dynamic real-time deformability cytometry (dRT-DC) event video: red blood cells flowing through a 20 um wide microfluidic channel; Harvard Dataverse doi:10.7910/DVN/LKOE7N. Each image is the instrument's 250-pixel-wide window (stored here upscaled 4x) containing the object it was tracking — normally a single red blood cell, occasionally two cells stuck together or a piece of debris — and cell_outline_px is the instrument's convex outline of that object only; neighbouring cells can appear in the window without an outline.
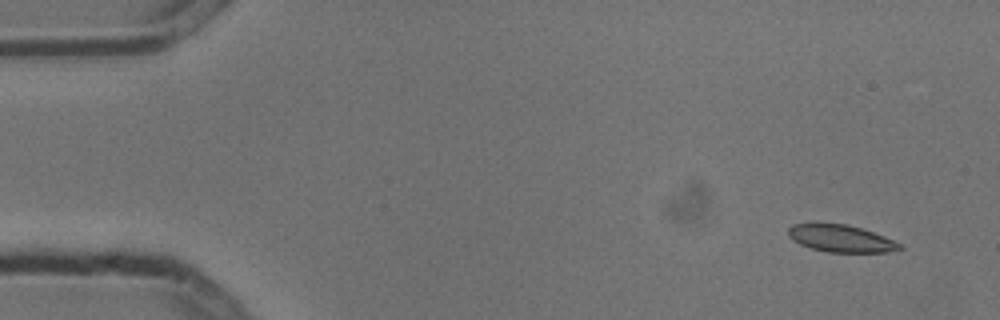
{"species": "common noctule bat (a hibernating species)", "species_latin": "Nyctalus noctula", "temperature_condition": "cold", "stored_images_in_passage": 5, "camera_frame_rate_fps": 3000, "um_per_image_px": 0.085, "animal": {"sex": "male", "body_mass_g": 13.3}, "frame": {"image": 1, "passage_image": 1, "time_ms": 0.0, "image_size_px": [1000, 320], "cell_outline_px": [[904, 248], [888, 252], [828, 252], [812, 248], [800, 244], [792, 240], [788, 236], [788, 228], [792, 224], [812, 220], [816, 220], [848, 224], [884, 236], [900, 244]], "centroid_in_image_um": [71.37, 20.21], "position_along_channel_um": 13.6, "area_um2": 18.26}}
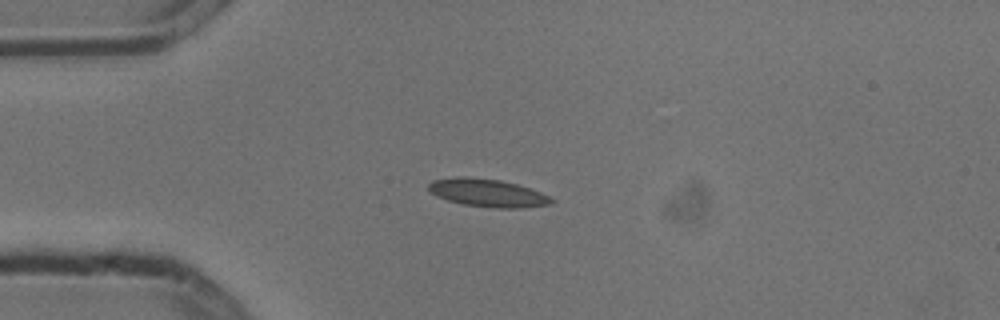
{"frame": {"image": 2, "passage_image": 4, "time_ms": 1.0, "image_size_px": [1000, 320], "cell_outline_px": [[556, 200], [552, 204], [520, 208], [496, 208], [464, 204], [448, 200], [436, 196], [428, 188], [428, 184], [432, 180], [456, 176], [464, 176], [500, 180], [516, 184], [540, 192]], "centroid_in_image_um": [41.44, 16.39], "position_along_channel_um": 43.6, "area_um2": 19.88}}